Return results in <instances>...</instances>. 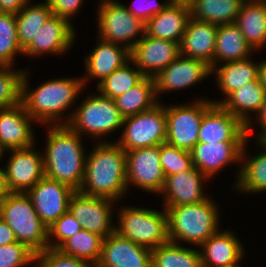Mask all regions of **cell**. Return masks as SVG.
<instances>
[{"label": "cell", "instance_id": "obj_31", "mask_svg": "<svg viewBox=\"0 0 266 267\" xmlns=\"http://www.w3.org/2000/svg\"><path fill=\"white\" fill-rule=\"evenodd\" d=\"M248 141L247 138L242 149L240 162L243 161V166H240V170H238V180L236 179L235 186L240 193H262L266 191V148L258 142L257 144L263 152L247 157L249 158L247 159L245 147Z\"/></svg>", "mask_w": 266, "mask_h": 267}, {"label": "cell", "instance_id": "obj_21", "mask_svg": "<svg viewBox=\"0 0 266 267\" xmlns=\"http://www.w3.org/2000/svg\"><path fill=\"white\" fill-rule=\"evenodd\" d=\"M31 122L34 120L21 102L0 109V148L5 152L34 145L35 135Z\"/></svg>", "mask_w": 266, "mask_h": 267}, {"label": "cell", "instance_id": "obj_18", "mask_svg": "<svg viewBox=\"0 0 266 267\" xmlns=\"http://www.w3.org/2000/svg\"><path fill=\"white\" fill-rule=\"evenodd\" d=\"M75 32L71 22L52 14L23 51V56L37 57L44 53L55 55L66 53L65 51L73 46Z\"/></svg>", "mask_w": 266, "mask_h": 267}, {"label": "cell", "instance_id": "obj_39", "mask_svg": "<svg viewBox=\"0 0 266 267\" xmlns=\"http://www.w3.org/2000/svg\"><path fill=\"white\" fill-rule=\"evenodd\" d=\"M24 70H13L0 66V109L15 106L21 102V82Z\"/></svg>", "mask_w": 266, "mask_h": 267}, {"label": "cell", "instance_id": "obj_23", "mask_svg": "<svg viewBox=\"0 0 266 267\" xmlns=\"http://www.w3.org/2000/svg\"><path fill=\"white\" fill-rule=\"evenodd\" d=\"M218 25L196 20H188L181 44L180 54L198 59L214 67V51Z\"/></svg>", "mask_w": 266, "mask_h": 267}, {"label": "cell", "instance_id": "obj_20", "mask_svg": "<svg viewBox=\"0 0 266 267\" xmlns=\"http://www.w3.org/2000/svg\"><path fill=\"white\" fill-rule=\"evenodd\" d=\"M208 180L195 166L183 172L165 177L161 194L164 196V208L196 204L205 201L202 183ZM204 192V193H203Z\"/></svg>", "mask_w": 266, "mask_h": 267}, {"label": "cell", "instance_id": "obj_12", "mask_svg": "<svg viewBox=\"0 0 266 267\" xmlns=\"http://www.w3.org/2000/svg\"><path fill=\"white\" fill-rule=\"evenodd\" d=\"M165 181L159 145L126 151V184L160 194Z\"/></svg>", "mask_w": 266, "mask_h": 267}, {"label": "cell", "instance_id": "obj_44", "mask_svg": "<svg viewBox=\"0 0 266 267\" xmlns=\"http://www.w3.org/2000/svg\"><path fill=\"white\" fill-rule=\"evenodd\" d=\"M136 1L139 2V0L133 1L130 7L126 6V9L130 13H132L135 17L140 18L145 23L151 17L164 10L170 4L169 1L168 2L166 1L165 3H159L157 0H140L144 2L143 3L140 2L135 5L134 3H136Z\"/></svg>", "mask_w": 266, "mask_h": 267}, {"label": "cell", "instance_id": "obj_17", "mask_svg": "<svg viewBox=\"0 0 266 267\" xmlns=\"http://www.w3.org/2000/svg\"><path fill=\"white\" fill-rule=\"evenodd\" d=\"M95 267H152L151 249L132 242L115 231L104 238Z\"/></svg>", "mask_w": 266, "mask_h": 267}, {"label": "cell", "instance_id": "obj_1", "mask_svg": "<svg viewBox=\"0 0 266 267\" xmlns=\"http://www.w3.org/2000/svg\"><path fill=\"white\" fill-rule=\"evenodd\" d=\"M96 145L86 156L79 191L117 201L127 193L126 151L117 142L100 141Z\"/></svg>", "mask_w": 266, "mask_h": 267}, {"label": "cell", "instance_id": "obj_49", "mask_svg": "<svg viewBox=\"0 0 266 267\" xmlns=\"http://www.w3.org/2000/svg\"><path fill=\"white\" fill-rule=\"evenodd\" d=\"M256 115H257L256 120L258 121V124H260V127H261V131L257 135V137H259L263 132L266 131V99H265V102L262 105L261 109L259 110V112Z\"/></svg>", "mask_w": 266, "mask_h": 267}, {"label": "cell", "instance_id": "obj_11", "mask_svg": "<svg viewBox=\"0 0 266 267\" xmlns=\"http://www.w3.org/2000/svg\"><path fill=\"white\" fill-rule=\"evenodd\" d=\"M113 203L115 201L112 199L90 196L76 190L70 198L68 210L82 229L106 238L115 232L111 215Z\"/></svg>", "mask_w": 266, "mask_h": 267}, {"label": "cell", "instance_id": "obj_53", "mask_svg": "<svg viewBox=\"0 0 266 267\" xmlns=\"http://www.w3.org/2000/svg\"><path fill=\"white\" fill-rule=\"evenodd\" d=\"M2 205H3V201H0V219L2 218Z\"/></svg>", "mask_w": 266, "mask_h": 267}, {"label": "cell", "instance_id": "obj_51", "mask_svg": "<svg viewBox=\"0 0 266 267\" xmlns=\"http://www.w3.org/2000/svg\"><path fill=\"white\" fill-rule=\"evenodd\" d=\"M170 2V4H174V5H184L187 7H190L195 0H167Z\"/></svg>", "mask_w": 266, "mask_h": 267}, {"label": "cell", "instance_id": "obj_7", "mask_svg": "<svg viewBox=\"0 0 266 267\" xmlns=\"http://www.w3.org/2000/svg\"><path fill=\"white\" fill-rule=\"evenodd\" d=\"M123 120L115 100L97 93L87 96L80 106L67 116L63 125H68L81 137L84 132L90 134V137L101 139V136L121 128Z\"/></svg>", "mask_w": 266, "mask_h": 267}, {"label": "cell", "instance_id": "obj_41", "mask_svg": "<svg viewBox=\"0 0 266 267\" xmlns=\"http://www.w3.org/2000/svg\"><path fill=\"white\" fill-rule=\"evenodd\" d=\"M38 267H95L94 264L64 254L58 248H46L44 251L34 254V263Z\"/></svg>", "mask_w": 266, "mask_h": 267}, {"label": "cell", "instance_id": "obj_28", "mask_svg": "<svg viewBox=\"0 0 266 267\" xmlns=\"http://www.w3.org/2000/svg\"><path fill=\"white\" fill-rule=\"evenodd\" d=\"M235 24L246 42L255 49L266 44V0H245Z\"/></svg>", "mask_w": 266, "mask_h": 267}, {"label": "cell", "instance_id": "obj_19", "mask_svg": "<svg viewBox=\"0 0 266 267\" xmlns=\"http://www.w3.org/2000/svg\"><path fill=\"white\" fill-rule=\"evenodd\" d=\"M246 125L221 105L213 104L202 117L198 143L246 141Z\"/></svg>", "mask_w": 266, "mask_h": 267}, {"label": "cell", "instance_id": "obj_25", "mask_svg": "<svg viewBox=\"0 0 266 267\" xmlns=\"http://www.w3.org/2000/svg\"><path fill=\"white\" fill-rule=\"evenodd\" d=\"M100 42L93 51L86 57L85 70L86 77H82L83 84L86 86L87 78L98 80V84L113 73L116 69L122 67L130 60V50L119 44L106 42L98 39Z\"/></svg>", "mask_w": 266, "mask_h": 267}, {"label": "cell", "instance_id": "obj_8", "mask_svg": "<svg viewBox=\"0 0 266 267\" xmlns=\"http://www.w3.org/2000/svg\"><path fill=\"white\" fill-rule=\"evenodd\" d=\"M97 9V38L131 50L145 34V22L130 13L121 2L103 0Z\"/></svg>", "mask_w": 266, "mask_h": 267}, {"label": "cell", "instance_id": "obj_50", "mask_svg": "<svg viewBox=\"0 0 266 267\" xmlns=\"http://www.w3.org/2000/svg\"><path fill=\"white\" fill-rule=\"evenodd\" d=\"M263 62H260L258 69V80L261 86L266 92V60L263 59Z\"/></svg>", "mask_w": 266, "mask_h": 267}, {"label": "cell", "instance_id": "obj_3", "mask_svg": "<svg viewBox=\"0 0 266 267\" xmlns=\"http://www.w3.org/2000/svg\"><path fill=\"white\" fill-rule=\"evenodd\" d=\"M26 72L27 70H24L21 82V103L26 112L35 122L43 125H63L61 117L68 108H71L85 88L83 79H51L30 92L28 72Z\"/></svg>", "mask_w": 266, "mask_h": 267}, {"label": "cell", "instance_id": "obj_30", "mask_svg": "<svg viewBox=\"0 0 266 267\" xmlns=\"http://www.w3.org/2000/svg\"><path fill=\"white\" fill-rule=\"evenodd\" d=\"M255 51L250 46L235 23L218 25L214 51V66L218 61L225 63L250 58ZM223 61V62H221Z\"/></svg>", "mask_w": 266, "mask_h": 267}, {"label": "cell", "instance_id": "obj_54", "mask_svg": "<svg viewBox=\"0 0 266 267\" xmlns=\"http://www.w3.org/2000/svg\"><path fill=\"white\" fill-rule=\"evenodd\" d=\"M4 154H5V152L0 148V160H1V158H3Z\"/></svg>", "mask_w": 266, "mask_h": 267}, {"label": "cell", "instance_id": "obj_10", "mask_svg": "<svg viewBox=\"0 0 266 267\" xmlns=\"http://www.w3.org/2000/svg\"><path fill=\"white\" fill-rule=\"evenodd\" d=\"M191 105L165 106L166 143L191 152L198 143L203 114L214 104L209 99H199Z\"/></svg>", "mask_w": 266, "mask_h": 267}, {"label": "cell", "instance_id": "obj_9", "mask_svg": "<svg viewBox=\"0 0 266 267\" xmlns=\"http://www.w3.org/2000/svg\"><path fill=\"white\" fill-rule=\"evenodd\" d=\"M122 127L125 129L117 143L125 151L166 143L165 106L158 103L152 109L125 117Z\"/></svg>", "mask_w": 266, "mask_h": 267}, {"label": "cell", "instance_id": "obj_5", "mask_svg": "<svg viewBox=\"0 0 266 267\" xmlns=\"http://www.w3.org/2000/svg\"><path fill=\"white\" fill-rule=\"evenodd\" d=\"M2 218L13 230L17 242L34 253L48 248V227L39 218L27 193L7 195L3 200Z\"/></svg>", "mask_w": 266, "mask_h": 267}, {"label": "cell", "instance_id": "obj_29", "mask_svg": "<svg viewBox=\"0 0 266 267\" xmlns=\"http://www.w3.org/2000/svg\"><path fill=\"white\" fill-rule=\"evenodd\" d=\"M259 64L260 62L255 63L251 58L229 61L221 67L214 66L212 74L216 73L217 85L227 98L232 92L258 79Z\"/></svg>", "mask_w": 266, "mask_h": 267}, {"label": "cell", "instance_id": "obj_43", "mask_svg": "<svg viewBox=\"0 0 266 267\" xmlns=\"http://www.w3.org/2000/svg\"><path fill=\"white\" fill-rule=\"evenodd\" d=\"M34 252L25 244L14 242L0 246V267H23L34 263Z\"/></svg>", "mask_w": 266, "mask_h": 267}, {"label": "cell", "instance_id": "obj_34", "mask_svg": "<svg viewBox=\"0 0 266 267\" xmlns=\"http://www.w3.org/2000/svg\"><path fill=\"white\" fill-rule=\"evenodd\" d=\"M27 2L24 8L16 14L17 39L24 51L34 39L40 27L53 14L47 2L34 5Z\"/></svg>", "mask_w": 266, "mask_h": 267}, {"label": "cell", "instance_id": "obj_27", "mask_svg": "<svg viewBox=\"0 0 266 267\" xmlns=\"http://www.w3.org/2000/svg\"><path fill=\"white\" fill-rule=\"evenodd\" d=\"M190 17V7L169 4L145 23V34L181 44Z\"/></svg>", "mask_w": 266, "mask_h": 267}, {"label": "cell", "instance_id": "obj_14", "mask_svg": "<svg viewBox=\"0 0 266 267\" xmlns=\"http://www.w3.org/2000/svg\"><path fill=\"white\" fill-rule=\"evenodd\" d=\"M180 55V44L144 34L130 50V60L145 77L154 78Z\"/></svg>", "mask_w": 266, "mask_h": 267}, {"label": "cell", "instance_id": "obj_13", "mask_svg": "<svg viewBox=\"0 0 266 267\" xmlns=\"http://www.w3.org/2000/svg\"><path fill=\"white\" fill-rule=\"evenodd\" d=\"M74 191L69 185L44 176L26 193L39 218L49 227L68 211Z\"/></svg>", "mask_w": 266, "mask_h": 267}, {"label": "cell", "instance_id": "obj_40", "mask_svg": "<svg viewBox=\"0 0 266 267\" xmlns=\"http://www.w3.org/2000/svg\"><path fill=\"white\" fill-rule=\"evenodd\" d=\"M160 164L165 177L194 167L191 152L163 143L159 145Z\"/></svg>", "mask_w": 266, "mask_h": 267}, {"label": "cell", "instance_id": "obj_26", "mask_svg": "<svg viewBox=\"0 0 266 267\" xmlns=\"http://www.w3.org/2000/svg\"><path fill=\"white\" fill-rule=\"evenodd\" d=\"M265 99L266 92L257 79L232 92L227 98L220 101L212 100V102L221 105L225 110L239 118L246 125V134L249 139L253 127L250 115L252 112L255 114L259 112Z\"/></svg>", "mask_w": 266, "mask_h": 267}, {"label": "cell", "instance_id": "obj_46", "mask_svg": "<svg viewBox=\"0 0 266 267\" xmlns=\"http://www.w3.org/2000/svg\"><path fill=\"white\" fill-rule=\"evenodd\" d=\"M29 0H0V12L19 13Z\"/></svg>", "mask_w": 266, "mask_h": 267}, {"label": "cell", "instance_id": "obj_22", "mask_svg": "<svg viewBox=\"0 0 266 267\" xmlns=\"http://www.w3.org/2000/svg\"><path fill=\"white\" fill-rule=\"evenodd\" d=\"M245 141L197 143L192 151L193 165L208 179L230 163L241 160Z\"/></svg>", "mask_w": 266, "mask_h": 267}, {"label": "cell", "instance_id": "obj_35", "mask_svg": "<svg viewBox=\"0 0 266 267\" xmlns=\"http://www.w3.org/2000/svg\"><path fill=\"white\" fill-rule=\"evenodd\" d=\"M152 267H202L200 249L168 241L151 249Z\"/></svg>", "mask_w": 266, "mask_h": 267}, {"label": "cell", "instance_id": "obj_24", "mask_svg": "<svg viewBox=\"0 0 266 267\" xmlns=\"http://www.w3.org/2000/svg\"><path fill=\"white\" fill-rule=\"evenodd\" d=\"M201 247L202 267L240 265L245 254L242 243L230 230L217 231Z\"/></svg>", "mask_w": 266, "mask_h": 267}, {"label": "cell", "instance_id": "obj_4", "mask_svg": "<svg viewBox=\"0 0 266 267\" xmlns=\"http://www.w3.org/2000/svg\"><path fill=\"white\" fill-rule=\"evenodd\" d=\"M212 198L205 201L169 207L168 238L175 243H190L200 247L219 231V210Z\"/></svg>", "mask_w": 266, "mask_h": 267}, {"label": "cell", "instance_id": "obj_52", "mask_svg": "<svg viewBox=\"0 0 266 267\" xmlns=\"http://www.w3.org/2000/svg\"><path fill=\"white\" fill-rule=\"evenodd\" d=\"M257 142H259L264 148H266V131L263 132L258 138H256Z\"/></svg>", "mask_w": 266, "mask_h": 267}, {"label": "cell", "instance_id": "obj_6", "mask_svg": "<svg viewBox=\"0 0 266 267\" xmlns=\"http://www.w3.org/2000/svg\"><path fill=\"white\" fill-rule=\"evenodd\" d=\"M118 212L115 231L122 237L149 249L164 245L168 238V214L166 209L123 207Z\"/></svg>", "mask_w": 266, "mask_h": 267}, {"label": "cell", "instance_id": "obj_45", "mask_svg": "<svg viewBox=\"0 0 266 267\" xmlns=\"http://www.w3.org/2000/svg\"><path fill=\"white\" fill-rule=\"evenodd\" d=\"M54 15H58L69 22L71 17L77 15L84 0H45Z\"/></svg>", "mask_w": 266, "mask_h": 267}, {"label": "cell", "instance_id": "obj_36", "mask_svg": "<svg viewBox=\"0 0 266 267\" xmlns=\"http://www.w3.org/2000/svg\"><path fill=\"white\" fill-rule=\"evenodd\" d=\"M103 240L102 236L81 229L69 237L58 249L64 254L96 265L100 258Z\"/></svg>", "mask_w": 266, "mask_h": 267}, {"label": "cell", "instance_id": "obj_32", "mask_svg": "<svg viewBox=\"0 0 266 267\" xmlns=\"http://www.w3.org/2000/svg\"><path fill=\"white\" fill-rule=\"evenodd\" d=\"M245 0H195L190 6L191 17L213 23L226 25L235 23Z\"/></svg>", "mask_w": 266, "mask_h": 267}, {"label": "cell", "instance_id": "obj_42", "mask_svg": "<svg viewBox=\"0 0 266 267\" xmlns=\"http://www.w3.org/2000/svg\"><path fill=\"white\" fill-rule=\"evenodd\" d=\"M81 229L79 221L68 210L48 227V247L59 248L69 237Z\"/></svg>", "mask_w": 266, "mask_h": 267}, {"label": "cell", "instance_id": "obj_16", "mask_svg": "<svg viewBox=\"0 0 266 267\" xmlns=\"http://www.w3.org/2000/svg\"><path fill=\"white\" fill-rule=\"evenodd\" d=\"M33 147L8 150L11 155L4 169L11 192L26 193L45 176L43 155Z\"/></svg>", "mask_w": 266, "mask_h": 267}, {"label": "cell", "instance_id": "obj_37", "mask_svg": "<svg viewBox=\"0 0 266 267\" xmlns=\"http://www.w3.org/2000/svg\"><path fill=\"white\" fill-rule=\"evenodd\" d=\"M130 63L132 64L131 60L97 84L98 92L110 99H116L137 85L145 76L136 66L130 67Z\"/></svg>", "mask_w": 266, "mask_h": 267}, {"label": "cell", "instance_id": "obj_48", "mask_svg": "<svg viewBox=\"0 0 266 267\" xmlns=\"http://www.w3.org/2000/svg\"><path fill=\"white\" fill-rule=\"evenodd\" d=\"M10 193L11 191L7 183L5 169L0 167V201H3Z\"/></svg>", "mask_w": 266, "mask_h": 267}, {"label": "cell", "instance_id": "obj_2", "mask_svg": "<svg viewBox=\"0 0 266 267\" xmlns=\"http://www.w3.org/2000/svg\"><path fill=\"white\" fill-rule=\"evenodd\" d=\"M47 133L46 150L42 154L45 177L79 190L87 155L82 137L68 125H48Z\"/></svg>", "mask_w": 266, "mask_h": 267}, {"label": "cell", "instance_id": "obj_33", "mask_svg": "<svg viewBox=\"0 0 266 267\" xmlns=\"http://www.w3.org/2000/svg\"><path fill=\"white\" fill-rule=\"evenodd\" d=\"M114 100L124 118L152 109L156 104L161 103L157 100L152 77H144L137 85Z\"/></svg>", "mask_w": 266, "mask_h": 267}, {"label": "cell", "instance_id": "obj_47", "mask_svg": "<svg viewBox=\"0 0 266 267\" xmlns=\"http://www.w3.org/2000/svg\"><path fill=\"white\" fill-rule=\"evenodd\" d=\"M17 242L13 230L3 220L0 219V246Z\"/></svg>", "mask_w": 266, "mask_h": 267}, {"label": "cell", "instance_id": "obj_38", "mask_svg": "<svg viewBox=\"0 0 266 267\" xmlns=\"http://www.w3.org/2000/svg\"><path fill=\"white\" fill-rule=\"evenodd\" d=\"M18 53L23 50L17 39L16 14L0 12V66L13 67Z\"/></svg>", "mask_w": 266, "mask_h": 267}, {"label": "cell", "instance_id": "obj_55", "mask_svg": "<svg viewBox=\"0 0 266 267\" xmlns=\"http://www.w3.org/2000/svg\"><path fill=\"white\" fill-rule=\"evenodd\" d=\"M219 267H241L240 265H232V266H219Z\"/></svg>", "mask_w": 266, "mask_h": 267}, {"label": "cell", "instance_id": "obj_15", "mask_svg": "<svg viewBox=\"0 0 266 267\" xmlns=\"http://www.w3.org/2000/svg\"><path fill=\"white\" fill-rule=\"evenodd\" d=\"M211 74L212 69L206 62L180 54L153 78L155 94L159 98V93L189 88Z\"/></svg>", "mask_w": 266, "mask_h": 267}]
</instances>
